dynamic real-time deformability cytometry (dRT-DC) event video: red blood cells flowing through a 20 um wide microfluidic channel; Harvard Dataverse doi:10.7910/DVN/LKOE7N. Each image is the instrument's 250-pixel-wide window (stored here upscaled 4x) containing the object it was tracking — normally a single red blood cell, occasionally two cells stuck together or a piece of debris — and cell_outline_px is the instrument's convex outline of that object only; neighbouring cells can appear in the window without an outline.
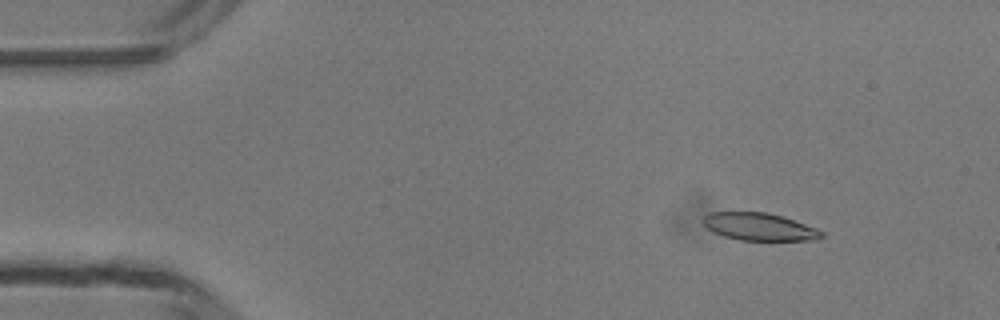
{"species": "common noctule bat (a hibernating species)", "species_latin": "Nyctalus noctula", "temperature_condition": "room temperature", "stored_images_in_passage": 44, "camera_frame_rate_fps": 3000, "um_per_image_px": 0.085, "animal": {"sex": "male", "body_mass_g": 13.3}, "frame": {"image": 1, "passage_image": 2, "time_ms": 0.333, "image_size_px": [1000, 320], "cell_outline_px": [[824, 236], [816, 240], [740, 240], [724, 236], [712, 232], [700, 220], [708, 212], [768, 212], [816, 228], [824, 232]], "centroid_in_image_um": [64.5, 19.27], "position_along_channel_um": 20.5, "area_um2": 18.96}}
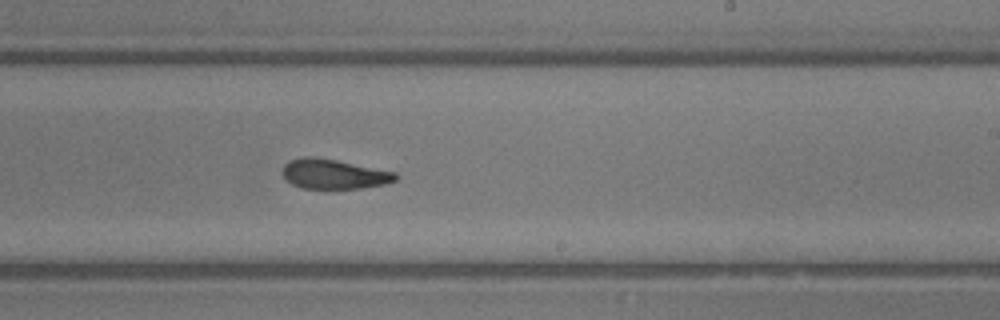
{"frame": {"image": 2, "passage_image": 25, "time_ms": 8.0, "image_size_px": [1000, 320], "cell_outline_px": [[400, 176], [396, 180], [384, 184], [360, 188], [304, 188], [292, 184], [280, 172], [284, 164], [288, 160], [304, 156], [312, 156], [336, 160], [396, 172]], "centroid_in_image_um": [28.36, 14.78], "position_along_channel_um": 260.6, "area_um2": 19.59}}
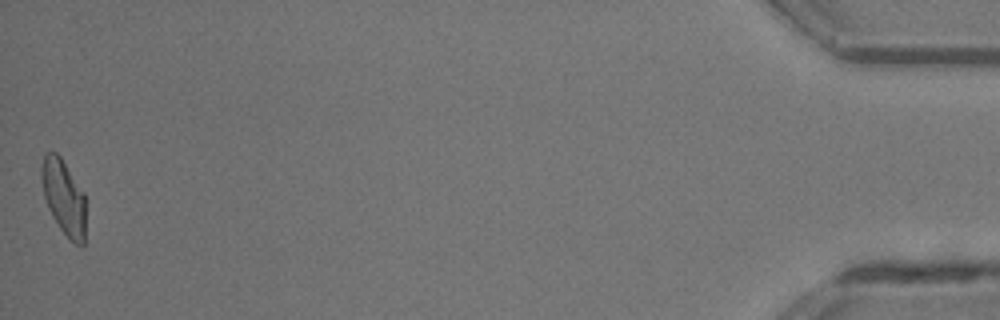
{"frame": {"image": 3, "passage_image": 44, "time_ms": 14.333, "image_size_px": [1000, 320], "cell_outline_px": [[84, 244], [80, 248], [60, 228], [52, 216], [48, 208], [44, 196], [40, 176], [40, 168], [44, 156], [48, 152], [56, 152], [60, 156], [84, 192]], "centroid_in_image_um": [5.39, 16.74], "position_along_channel_um": 429.8, "area_um2": 19.13}, "authors_computed_cell_mechanics": {"area_um2": 20.0855, "velocity_mm_per_s": 4.2763, "shape_relaxation_time_tau1_ms": null, "shape_relaxation_time_tau2_ms": 3.1042, "deformation_change_tau1": null, "deformation_change_tau2": 0.1133}}